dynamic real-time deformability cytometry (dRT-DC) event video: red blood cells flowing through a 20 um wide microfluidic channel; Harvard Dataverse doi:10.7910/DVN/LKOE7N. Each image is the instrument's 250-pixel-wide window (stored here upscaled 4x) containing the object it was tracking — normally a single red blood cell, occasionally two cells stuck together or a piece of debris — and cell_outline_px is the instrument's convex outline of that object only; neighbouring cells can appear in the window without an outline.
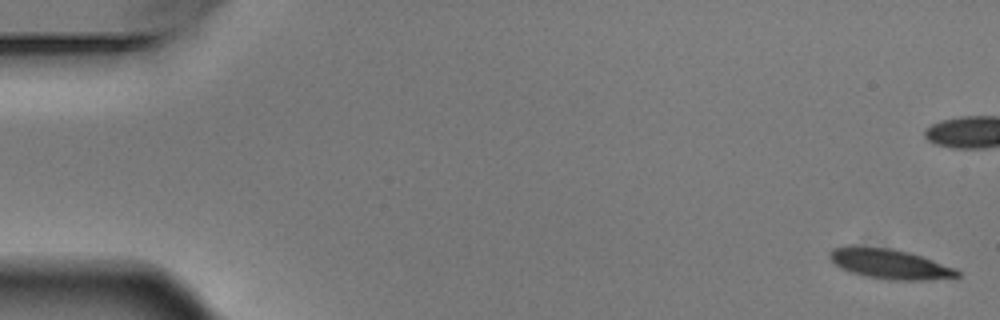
{"species": "Egyptian fruit bat (a non-hibernating species)", "species_latin": "Rousettus aegyptiacus", "temperature_condition": "warm", "stored_images_in_passage": 8, "camera_frame_rate_fps": 3000, "um_per_image_px": 0.085, "animal": {"sex": "male"}, "frame": {"image": 1, "passage_image": 1, "time_ms": 0.0, "image_size_px": [1000, 320], "cell_outline_px": [[960, 276], [928, 280], [892, 280], [864, 276], [840, 268], [828, 256], [832, 248], [848, 244], [856, 244], [892, 248], [908, 252], [956, 268], [960, 272]], "centroid_in_image_um": [75.57, 22.4], "position_along_channel_um": 9.4, "area_um2": 22.54}}
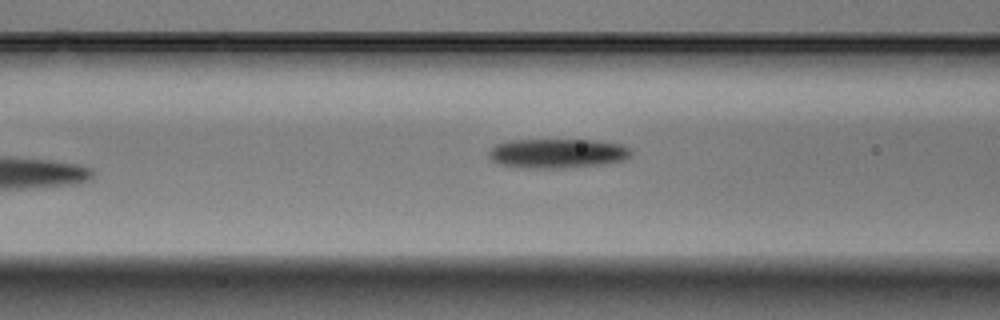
{"frame": {"image": 2, "passage_image": 7, "time_ms": 2.0, "image_size_px": [1000, 320], "cell_outline_px": [[632, 156], [624, 160], [608, 164], [564, 168], [524, 168], [500, 164], [492, 160], [488, 156], [488, 152], [496, 144], [512, 140], [592, 140], [620, 144], [632, 148]], "centroid_in_image_um": [47.43, 13.04], "position_along_channel_um": 119.2, "area_um2": 24.62}}
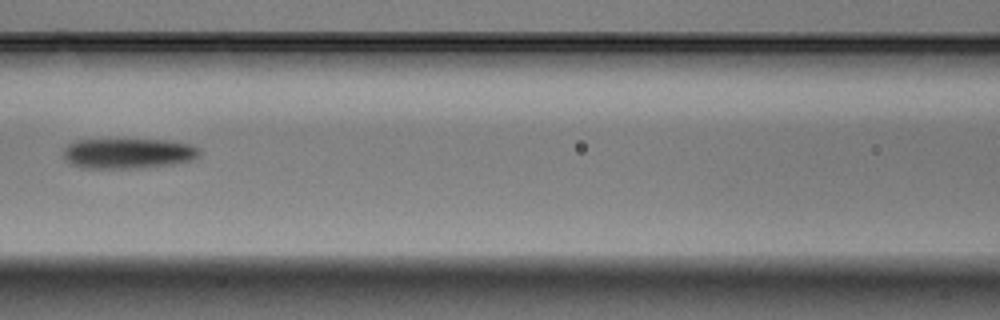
{"frame": {"image": 3, "passage_image": 8, "time_ms": 2.333, "image_size_px": [1000, 320], "cell_outline_px": [[200, 156], [192, 160], [172, 164], [140, 168], [80, 168], [68, 164], [64, 156], [64, 148], [68, 144], [76, 140], [168, 140], [188, 144], [200, 148]], "centroid_in_image_um": [10.88, 13.05], "position_along_channel_um": 155.7, "area_um2": 24.1}}